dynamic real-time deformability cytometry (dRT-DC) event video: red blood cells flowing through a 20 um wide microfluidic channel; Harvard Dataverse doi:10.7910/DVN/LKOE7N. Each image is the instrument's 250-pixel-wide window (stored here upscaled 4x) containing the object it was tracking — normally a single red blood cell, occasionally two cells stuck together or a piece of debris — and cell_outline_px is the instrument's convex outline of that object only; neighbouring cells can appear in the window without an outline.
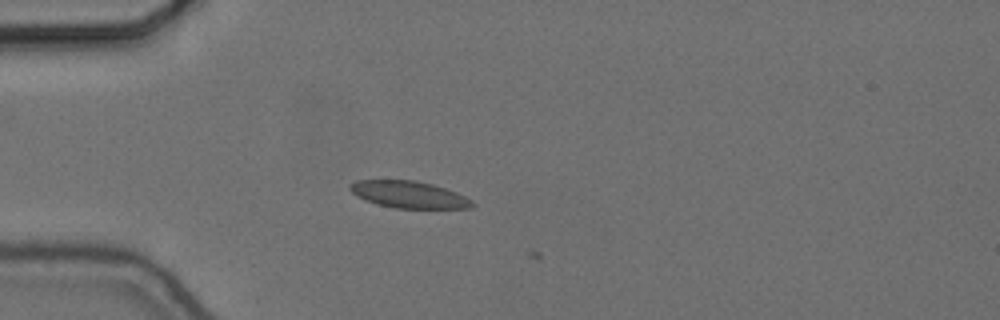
{"species": "common noctule bat (a hibernating species)", "species_latin": "Nyctalus noctula", "temperature_condition": "cold", "stored_images_in_passage": 3, "camera_frame_rate_fps": 3000, "um_per_image_px": 0.085, "animal": {"sex": "female", "body_mass_g": 24.6, "forearm_length_mm": 56.2}, "frame": {"image": 1, "passage_image": 2, "time_ms": 0.333, "image_size_px": [1000, 320], "cell_outline_px": [[476, 204], [472, 208], [396, 208], [376, 204], [364, 200], [356, 196], [348, 188], [348, 184], [356, 180], [416, 180], [432, 184], [456, 192], [472, 200]], "centroid_in_image_um": [34.72, 16.53], "position_along_channel_um": 50.3, "area_um2": 19.31}}